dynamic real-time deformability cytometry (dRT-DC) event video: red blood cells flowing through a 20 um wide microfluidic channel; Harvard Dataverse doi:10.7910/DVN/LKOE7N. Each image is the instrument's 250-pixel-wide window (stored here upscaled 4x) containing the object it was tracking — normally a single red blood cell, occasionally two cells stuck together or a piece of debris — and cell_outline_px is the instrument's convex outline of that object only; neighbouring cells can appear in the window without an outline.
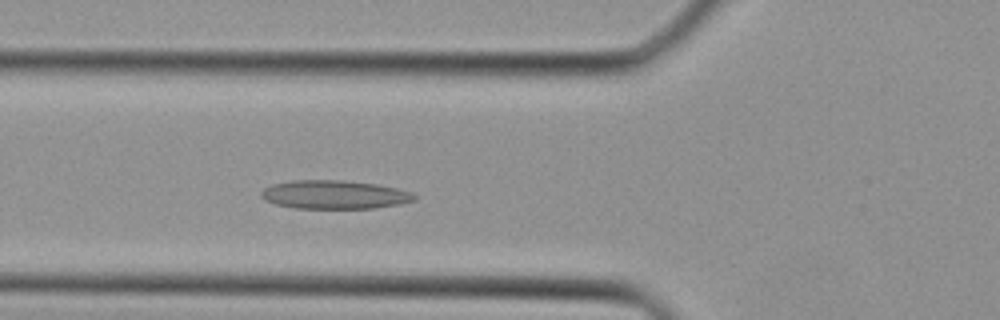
{"species": "Egyptian fruit bat (a non-hibernating species)", "species_latin": "Rousettus aegyptiacus", "temperature_condition": "cold", "stored_images_in_passage": 35, "camera_frame_rate_fps": 3000, "um_per_image_px": 0.085, "animal": {"sex": "female"}, "frame": {"image": 1, "passage_image": 9, "time_ms": 2.667, "image_size_px": [1000, 320], "cell_outline_px": [[416, 200], [400, 204], [372, 208], [296, 208], [276, 204], [260, 196], [260, 192], [264, 188], [272, 184], [292, 180], [344, 180], [376, 184], [416, 192]], "centroid_in_image_um": [28.47, 16.53], "position_along_channel_um": 97.3, "area_um2": 25.55}}
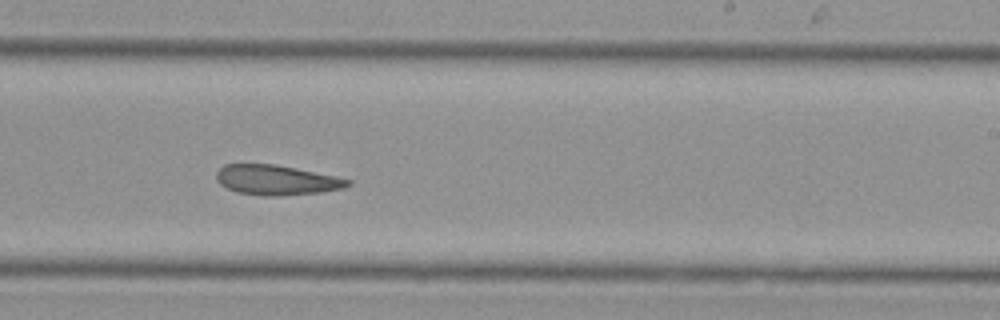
{"frame": {"image": 2, "passage_image": 19, "time_ms": 6.0, "image_size_px": [1000, 320], "cell_outline_px": [[352, 184], [344, 188], [320, 192], [276, 196], [264, 196], [236, 192], [220, 184], [216, 176], [216, 172], [224, 164], [272, 164], [296, 168], [336, 176], [352, 180]], "centroid_in_image_um": [23.51, 15.3], "position_along_channel_um": 265.5, "area_um2": 22.89}}
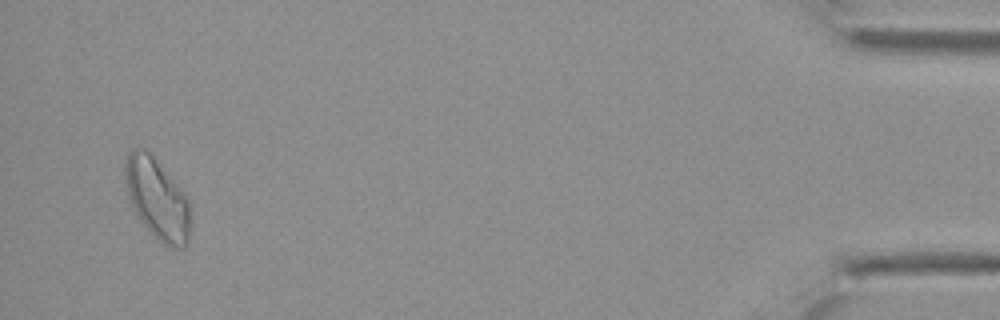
{"frame": {"image": 3, "passage_image": 33, "time_ms": 10.667, "image_size_px": [1000, 320], "cell_outline_px": [[188, 244], [184, 248], [176, 248], [164, 244], [140, 220], [132, 204], [128, 192], [124, 176], [124, 164], [128, 152], [132, 148], [144, 148], [152, 156], [188, 200]], "centroid_in_image_um": [13.32, 16.89], "position_along_channel_um": 421.9, "area_um2": 29.48}}